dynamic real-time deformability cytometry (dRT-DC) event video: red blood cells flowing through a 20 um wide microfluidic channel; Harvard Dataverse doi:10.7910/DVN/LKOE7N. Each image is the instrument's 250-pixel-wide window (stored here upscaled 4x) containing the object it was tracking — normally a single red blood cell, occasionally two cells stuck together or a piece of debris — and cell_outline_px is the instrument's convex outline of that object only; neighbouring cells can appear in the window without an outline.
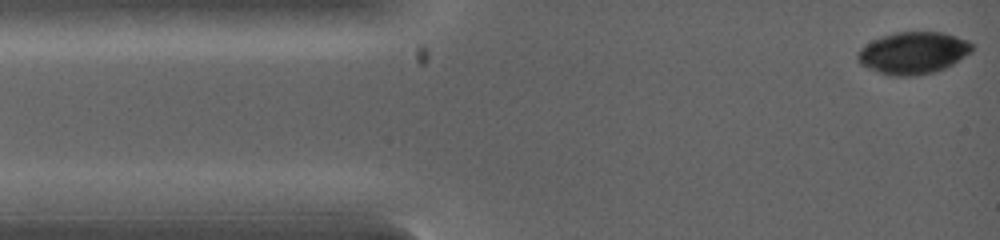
{"species": "common noctule bat (a hibernating species)", "species_latin": "Nyctalus noctula", "temperature_condition": "warm", "stored_images_in_passage": 7, "camera_frame_rate_fps": 5000, "um_per_image_px": 0.085, "animal": {"sex": "female", "body_mass_g": 19.0, "forearm_length_mm": 53.3}, "frame": {"image": 1, "passage_image": 1, "time_ms": 0.0, "image_size_px": [1000, 240], "cell_outline_px": [[976, 48], [972, 52], [952, 64], [936, 72], [916, 76], [892, 76], [868, 68], [860, 64], [856, 56], [860, 48], [872, 40], [880, 36], [896, 32], [944, 32], [968, 40]], "centroid_in_image_um": [77.64, 4.49], "position_along_channel_um": 7.4, "area_um2": 28.26}}
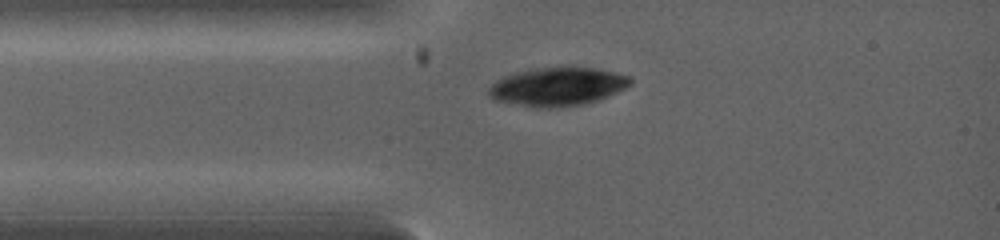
{"frame": {"image": 2, "passage_image": 5, "time_ms": 1.6, "image_size_px": [1000, 240], "cell_outline_px": [[632, 84], [608, 96], [584, 104], [560, 108], [532, 108], [492, 100], [488, 96], [488, 88], [496, 80], [508, 76], [524, 72], [548, 68], [592, 68], [616, 72], [632, 76]], "centroid_in_image_um": [47.4, 7.41], "position_along_channel_um": 37.6, "area_um2": 31.44}}